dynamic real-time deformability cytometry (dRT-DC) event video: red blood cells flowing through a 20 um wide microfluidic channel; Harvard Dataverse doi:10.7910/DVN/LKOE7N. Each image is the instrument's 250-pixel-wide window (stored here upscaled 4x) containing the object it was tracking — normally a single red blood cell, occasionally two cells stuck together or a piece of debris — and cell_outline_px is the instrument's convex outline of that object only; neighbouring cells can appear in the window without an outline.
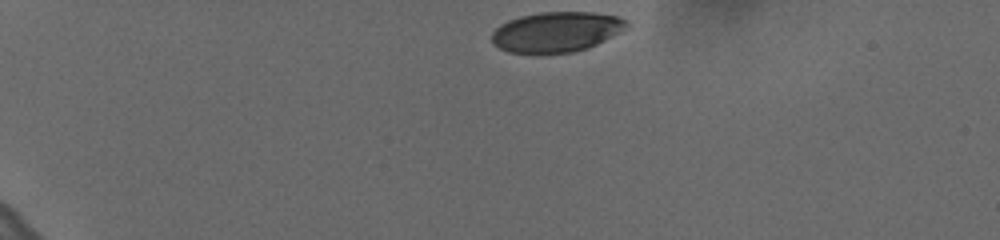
{"species": "human", "species_latin": "Homo sapiens", "temperature_condition": "cold", "stored_images_in_passage": 38, "camera_frame_rate_fps": 3000, "um_per_image_px": 0.085, "donor": {"sex": "female"}, "frame": {"image": 1, "passage_image": 1, "time_ms": 0.0, "image_size_px": [1000, 240], "cell_outline_px": [[632, 24], [628, 28], [596, 44], [572, 52], [508, 52], [492, 44], [492, 32], [500, 24], [508, 20], [520, 16], [540, 12], [592, 12], [616, 16], [628, 20]], "centroid_in_image_um": [47.31, 2.68], "position_along_channel_um": 37.7, "area_um2": 31.39}}
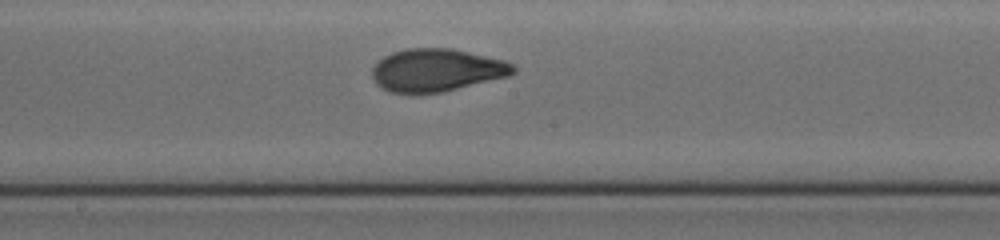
{"frame": {"image": 2, "passage_image": 22, "time_ms": 7.0, "image_size_px": [1000, 240], "cell_outline_px": [[516, 72], [508, 76], [444, 92], [412, 96], [388, 92], [380, 88], [372, 80], [372, 68], [384, 56], [392, 52], [408, 48], [452, 48], [504, 60], [512, 64], [516, 68]], "centroid_in_image_um": [37.06, 6.0], "position_along_channel_um": 211.1, "area_um2": 35.89}}
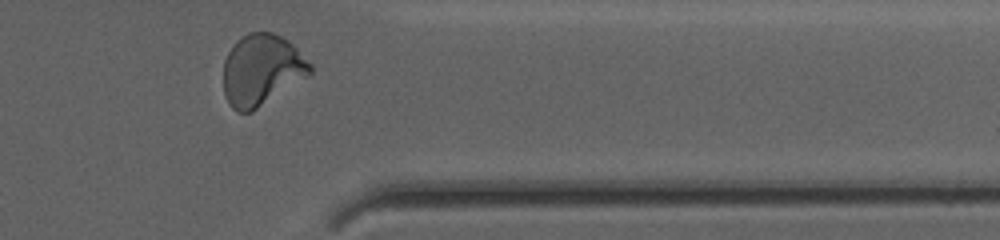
{"frame": {"image": 3, "passage_image": 37, "time_ms": 12.0, "image_size_px": [1000, 240], "cell_outline_px": [[312, 72], [308, 76], [252, 112], [236, 112], [228, 104], [224, 96], [224, 60], [232, 44], [236, 40], [248, 32], [272, 32], [288, 40], [312, 64]], "centroid_in_image_um": [22.22, 5.95], "position_along_channel_um": 389.2, "area_um2": 36.18}, "authors_computed_cell_mechanics": {"area_um2": 34.8823, "velocity_mm_per_s": 3.6287, "shape_relaxation_time_tau1_ms": 4.0111, "shape_relaxation_time_tau2_ms": 0.9857, "deformation_change_tau1": 0.1625, "deformation_change_tau2": 0.0596}}